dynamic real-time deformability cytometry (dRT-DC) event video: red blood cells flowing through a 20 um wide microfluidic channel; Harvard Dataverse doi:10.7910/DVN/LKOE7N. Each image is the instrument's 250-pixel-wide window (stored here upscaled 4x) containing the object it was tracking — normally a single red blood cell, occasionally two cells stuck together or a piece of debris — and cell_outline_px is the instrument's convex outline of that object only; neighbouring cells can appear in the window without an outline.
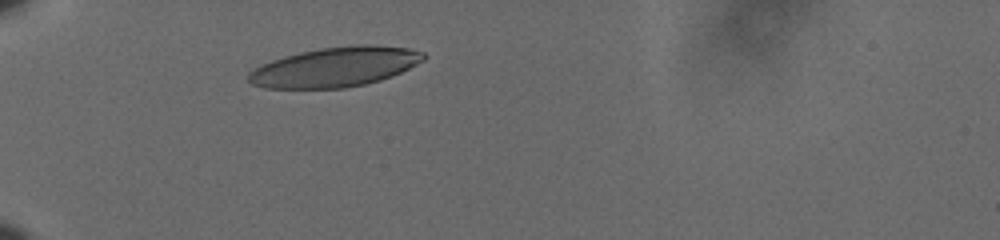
{"species": "human", "species_latin": "Homo sapiens", "temperature_condition": "cold", "stored_images_in_passage": 33, "camera_frame_rate_fps": 3000, "um_per_image_px": 0.085, "donor": {"sex": "male"}, "frame": {"image": 1, "passage_image": 1, "time_ms": 0.0, "image_size_px": [1000, 240], "cell_outline_px": [[428, 56], [424, 60], [392, 76], [380, 80], [364, 84], [344, 88], [264, 88], [252, 84], [248, 80], [248, 72], [272, 60], [284, 56], [300, 52], [320, 48], [356, 44], [376, 44], [408, 48], [424, 52]], "centroid_in_image_um": [28.51, 5.68], "position_along_channel_um": 56.5, "area_um2": 40.52}}
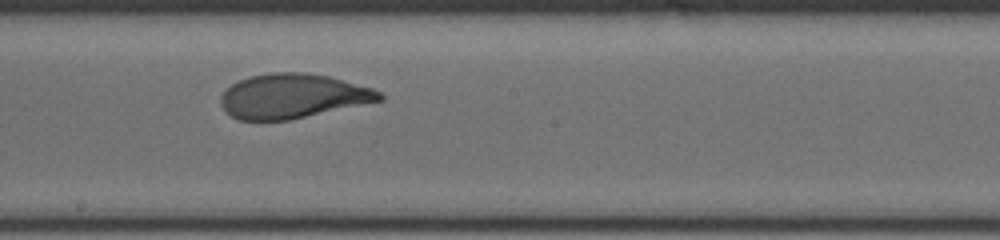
{"frame": {"image": 2, "passage_image": 17, "time_ms": 5.333, "image_size_px": [1000, 240], "cell_outline_px": [[384, 100], [288, 120], [240, 120], [224, 112], [220, 104], [220, 96], [232, 84], [240, 80], [252, 76], [272, 72], [304, 72], [328, 76], [372, 88], [380, 92], [384, 96]], "centroid_in_image_um": [24.87, 8.17], "position_along_channel_um": 223.3, "area_um2": 40.98}}
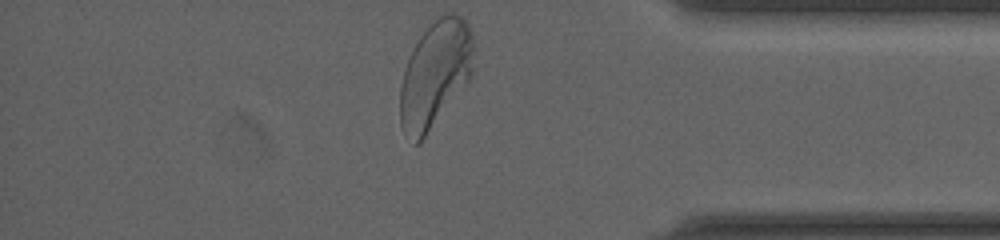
{"frame": {"image": 3, "passage_image": 33, "time_ms": 10.667, "image_size_px": [1000, 240], "cell_outline_px": [[472, 72], [468, 80], [420, 144], [416, 144], [404, 132], [400, 124], [400, 88], [404, 68], [420, 36], [444, 12], [456, 12], [468, 24], [472, 36]], "centroid_in_image_um": [36.97, 6.32], "position_along_channel_um": 398.2, "area_um2": 44.97}, "authors_computed_cell_mechanics": {"area_um2": 42.0784, "velocity_mm_per_s": 3.5644, "shape_relaxation_time_tau1_ms": 3.0811, "shape_relaxation_time_tau2_ms": null, "deformation_change_tau1": 0.1726, "deformation_change_tau2": null}}